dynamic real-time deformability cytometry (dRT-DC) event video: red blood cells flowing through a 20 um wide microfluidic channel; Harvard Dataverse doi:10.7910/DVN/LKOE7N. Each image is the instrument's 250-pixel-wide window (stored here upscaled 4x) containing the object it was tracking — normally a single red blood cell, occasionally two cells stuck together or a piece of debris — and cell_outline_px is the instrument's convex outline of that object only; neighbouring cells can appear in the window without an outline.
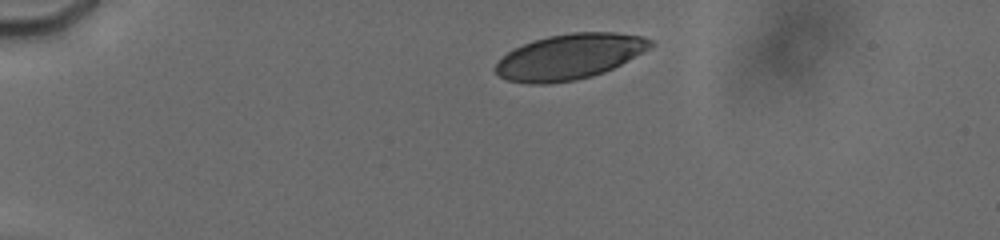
{"species": "human", "species_latin": "Homo sapiens", "temperature_condition": "cold", "stored_images_in_passage": 16, "camera_frame_rate_fps": 3000, "um_per_image_px": 0.085, "donor": {"sex": "male"}, "frame": {"image": 1, "passage_image": 7, "time_ms": 1.333, "image_size_px": [1000, 240], "cell_outline_px": [[656, 44], [628, 60], [604, 72], [592, 76], [576, 80], [548, 84], [528, 84], [508, 80], [500, 76], [492, 68], [496, 60], [512, 48], [532, 40], [548, 36], [572, 32], [616, 32], [644, 36], [652, 40]], "centroid_in_image_um": [48.36, 4.81], "position_along_channel_um": 36.6, "area_um2": 41.44}}